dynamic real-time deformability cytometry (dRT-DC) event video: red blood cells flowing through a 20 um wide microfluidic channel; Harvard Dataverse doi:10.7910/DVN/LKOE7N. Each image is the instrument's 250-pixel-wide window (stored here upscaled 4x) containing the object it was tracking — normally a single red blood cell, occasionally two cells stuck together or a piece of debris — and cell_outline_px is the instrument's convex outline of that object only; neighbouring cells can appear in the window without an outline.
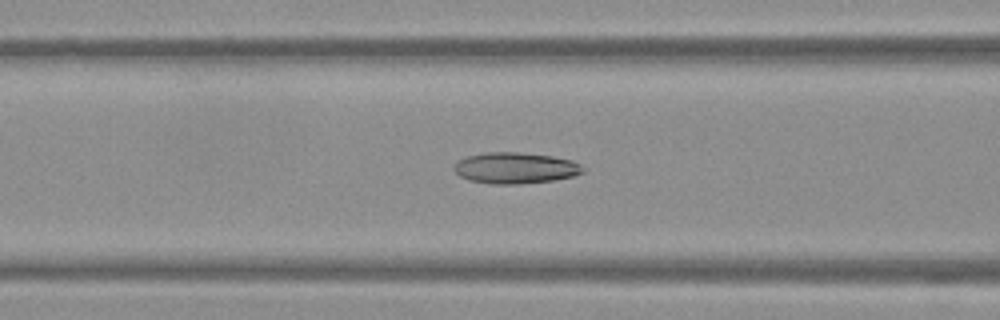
{"species": "Egyptian fruit bat (a non-hibernating species)", "species_latin": "Rousettus aegyptiacus", "temperature_condition": "warm", "stored_images_in_passage": 52, "camera_frame_rate_fps": 3000, "um_per_image_px": 0.085, "frame": {"image": 1, "passage_image": 21, "time_ms": 6.667, "image_size_px": [1000, 320], "cell_outline_px": [[588, 168], [584, 172], [572, 176], [552, 180], [516, 184], [492, 184], [468, 180], [460, 176], [452, 168], [460, 160], [468, 156], [488, 152], [520, 152], [552, 156], [572, 160]], "centroid_in_image_um": [43.84, 14.28], "position_along_channel_um": 122.8, "area_um2": 23.35}}
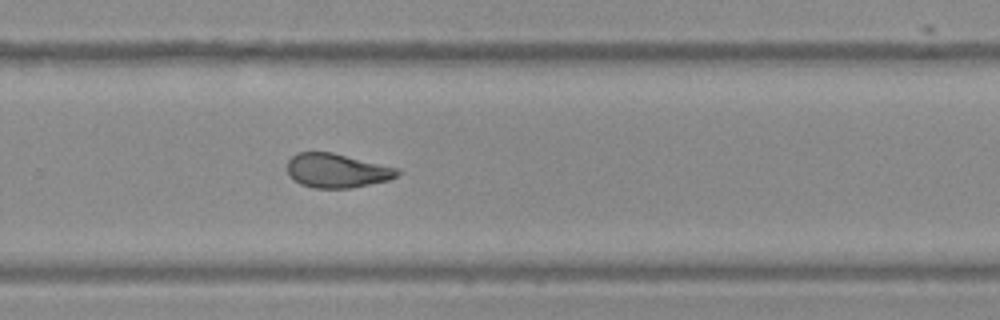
{"frame": {"image": 2, "passage_image": 35, "time_ms": 11.333, "image_size_px": [1000, 320], "cell_outline_px": [[400, 172], [396, 176], [388, 180], [352, 188], [312, 188], [300, 184], [288, 176], [288, 160], [296, 152], [332, 152], [400, 168]], "centroid_in_image_um": [28.63, 14.5], "position_along_channel_um": 301.2, "area_um2": 22.08}}
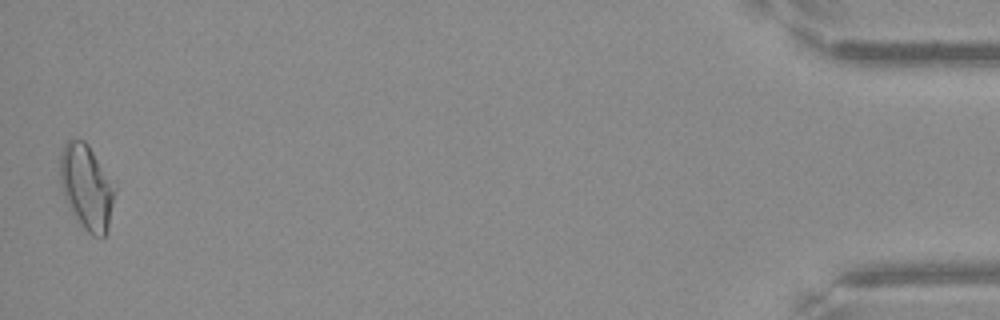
{"frame": {"image": 3, "passage_image": 52, "time_ms": 17.0, "image_size_px": [1000, 320], "cell_outline_px": [[116, 192], [108, 228], [104, 236], [92, 236], [80, 224], [68, 208], [60, 188], [60, 152], [64, 144], [68, 140], [84, 140], [88, 144], [116, 188]], "centroid_in_image_um": [7.34, 15.91], "position_along_channel_um": 427.9, "area_um2": 27.17}, "authors_computed_cell_mechanics": {"area_um2": 23.3223, "velocity_mm_per_s": 3.8209, "shape_relaxation_time_tau1_ms": null, "shape_relaxation_time_tau2_ms": 2.8805, "deformation_change_tau1": null, "deformation_change_tau2": 0.1071}}